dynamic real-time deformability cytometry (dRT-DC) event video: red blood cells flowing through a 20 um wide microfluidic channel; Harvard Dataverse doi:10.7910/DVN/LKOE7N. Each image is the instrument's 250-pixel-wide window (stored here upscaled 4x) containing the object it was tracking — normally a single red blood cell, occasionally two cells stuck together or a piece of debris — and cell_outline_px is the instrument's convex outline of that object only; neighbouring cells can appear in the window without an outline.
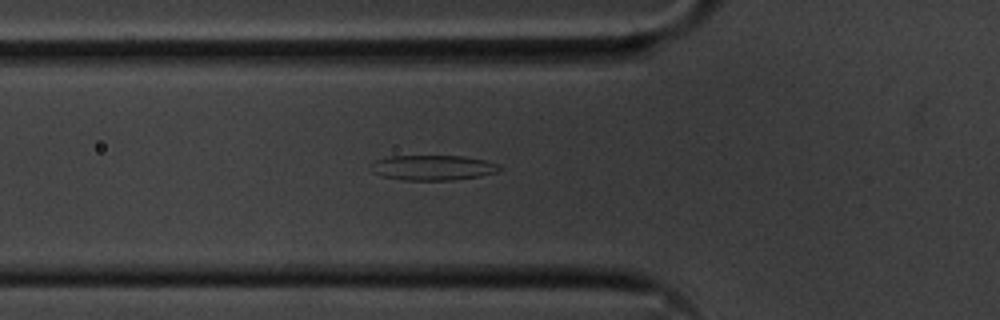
{"species": "common noctule bat (a hibernating species)", "species_latin": "Nyctalus noctula", "temperature_condition": "cold", "stored_images_in_passage": 51, "camera_frame_rate_fps": 3000, "um_per_image_px": 0.085, "animal": {"sex": "male", "body_mass_g": 20.1, "forearm_length_mm": 53.5}, "frame": {"image": 1, "passage_image": 17, "time_ms": 5.333, "image_size_px": [1000, 320], "cell_outline_px": [[504, 168], [496, 172], [480, 176], [452, 180], [404, 180], [384, 176], [372, 172], [372, 164], [376, 160], [388, 156], [464, 156], [484, 160], [500, 164]], "centroid_in_image_um": [36.84, 14.25], "position_along_channel_um": 89.0, "area_um2": 18.79}}
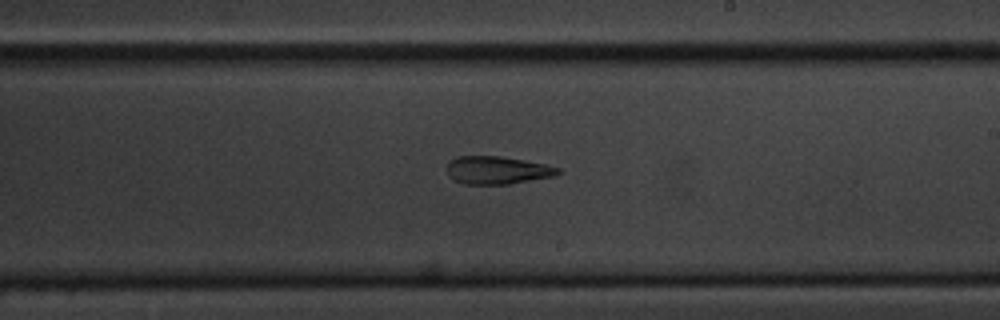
{"frame": {"image": 2, "passage_image": 30, "time_ms": 9.667, "image_size_px": [1000, 320], "cell_outline_px": [[564, 172], [556, 176], [508, 184], [464, 184], [448, 176], [448, 164], [456, 156], [500, 156], [524, 160], [544, 164], [560, 168]], "centroid_in_image_um": [42.32, 14.47], "position_along_channel_um": 246.7, "area_um2": 18.03}}
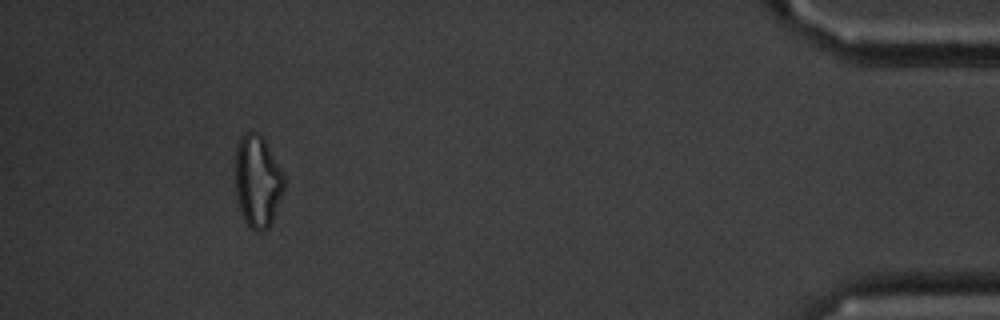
{"frame": {"image": 3, "passage_image": 49, "time_ms": 16.0, "image_size_px": [1000, 320], "cell_outline_px": [[284, 192], [272, 220], [268, 228], [260, 232], [256, 232], [244, 220], [240, 212], [236, 196], [236, 148], [240, 136], [244, 132], [256, 132], [264, 140], [280, 168], [284, 176]], "centroid_in_image_um": [21.88, 15.43], "position_along_channel_um": 413.3, "area_um2": 26.01}, "authors_computed_cell_mechanics": {"area_um2": 19.9988, "velocity_mm_per_s": 3.6325, "shape_relaxation_time_tau1_ms": null, "shape_relaxation_time_tau2_ms": 3.8909, "deformation_change_tau1": null, "deformation_change_tau2": 0.1504}}